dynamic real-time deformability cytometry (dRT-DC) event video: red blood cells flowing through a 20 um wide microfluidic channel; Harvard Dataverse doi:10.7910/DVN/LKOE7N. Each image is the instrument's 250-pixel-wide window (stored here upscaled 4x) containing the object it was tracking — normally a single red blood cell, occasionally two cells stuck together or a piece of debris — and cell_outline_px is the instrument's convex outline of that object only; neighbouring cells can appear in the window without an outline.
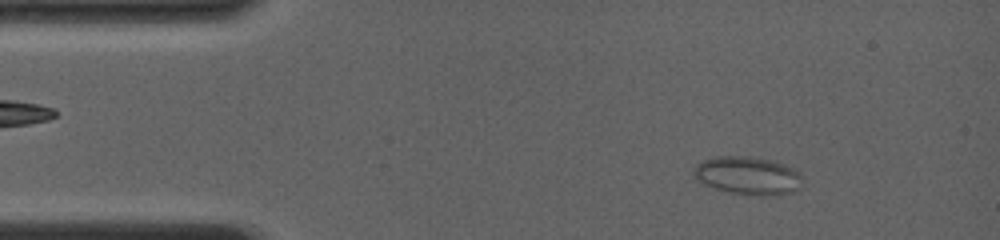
{"species": "common noctule bat (a hibernating species)", "species_latin": "Nyctalus noctula", "temperature_condition": "room temperature", "stored_images_in_passage": 15, "camera_frame_rate_fps": 4000, "um_per_image_px": 0.085, "animal": {"sex": "female", "body_mass_g": 19.0, "forearm_length_mm": 56.7}, "frame": {"image": 1, "passage_image": 9, "time_ms": 1.75, "image_size_px": [1000, 240], "cell_outline_px": [[800, 188], [796, 192], [780, 196], [748, 196], [716, 188], [704, 184], [692, 176], [692, 168], [696, 164], [712, 156], [752, 156], [784, 164], [800, 172]], "centroid_in_image_um": [63.56, 14.94], "position_along_channel_um": 21.4, "area_um2": 24.57}}